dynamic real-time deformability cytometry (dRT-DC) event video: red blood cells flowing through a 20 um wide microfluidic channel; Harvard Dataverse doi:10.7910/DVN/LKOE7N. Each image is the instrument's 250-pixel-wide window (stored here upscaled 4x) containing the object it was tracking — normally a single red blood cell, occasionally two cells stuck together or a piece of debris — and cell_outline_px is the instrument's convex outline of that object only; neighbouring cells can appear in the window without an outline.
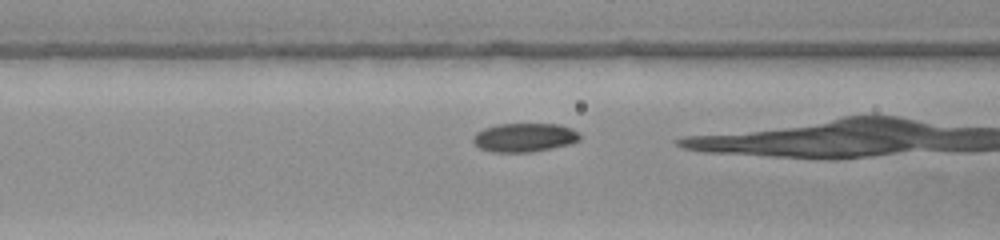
{"species": "common noctule bat (a hibernating species)", "species_latin": "Nyctalus noctula", "temperature_condition": "warm", "stored_images_in_passage": 31, "camera_frame_rate_fps": 3000, "um_per_image_px": 0.085, "animal": {"sex": "female", "body_mass_g": 22.0, "forearm_length_mm": 56.7}, "frame": {"image": 1, "passage_image": 12, "time_ms": 3.667, "image_size_px": [1000, 240], "cell_outline_px": [[580, 140], [568, 144], [532, 152], [492, 152], [480, 148], [472, 140], [472, 136], [476, 132], [484, 128], [496, 124], [560, 124], [572, 128], [580, 132]], "centroid_in_image_um": [44.57, 11.67], "position_along_channel_um": 122.0, "area_um2": 17.98}}
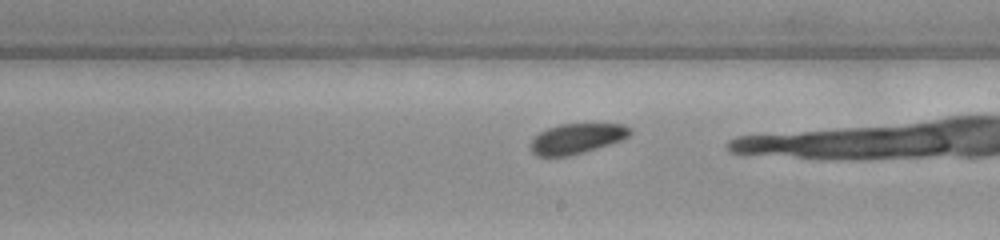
{"frame": {"image": 2, "passage_image": 21, "time_ms": 6.667, "image_size_px": [1000, 240], "cell_outline_px": [[632, 132], [628, 136], [620, 140], [584, 152], [568, 156], [536, 156], [532, 152], [532, 140], [540, 132], [548, 128], [560, 124], [624, 124], [632, 128]], "centroid_in_image_um": [49.04, 11.77], "position_along_channel_um": 240.0, "area_um2": 17.22}}
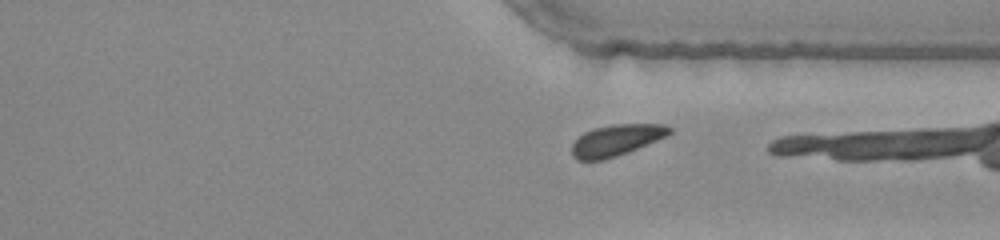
{"frame": {"image": 3, "passage_image": 30, "time_ms": 9.667, "image_size_px": [1000, 240], "cell_outline_px": [[672, 132], [668, 136], [628, 152], [604, 160], [576, 160], [572, 156], [572, 144], [584, 132], [592, 128], [612, 124], [664, 124], [672, 128]], "centroid_in_image_um": [52.4, 11.91], "position_along_channel_um": 359.0, "area_um2": 17.92}}